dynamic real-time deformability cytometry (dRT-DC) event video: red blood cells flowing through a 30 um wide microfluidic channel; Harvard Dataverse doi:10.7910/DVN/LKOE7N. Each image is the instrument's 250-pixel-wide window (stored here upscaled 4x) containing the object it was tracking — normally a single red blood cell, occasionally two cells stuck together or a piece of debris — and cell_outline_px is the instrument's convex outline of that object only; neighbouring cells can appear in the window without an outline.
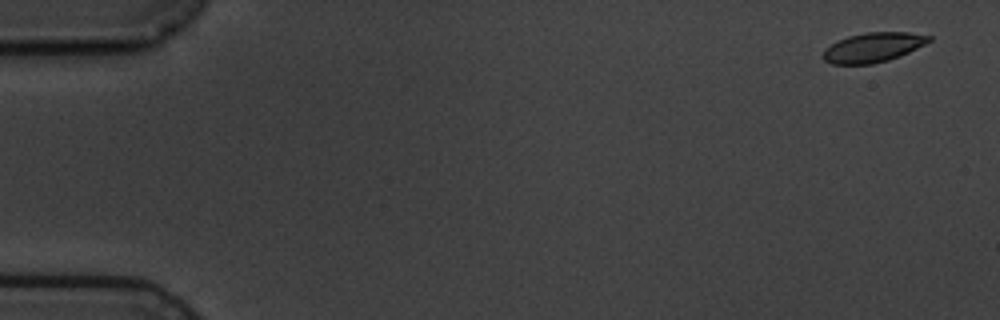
{"species": "common noctule bat (a hibernating species)", "species_latin": "Nyctalus noctula", "temperature_condition": "cold", "stored_images_in_passage": 3, "camera_frame_rate_fps": 3000, "um_per_image_px": 0.085, "animal": {"sex": "male", "body_mass_g": 19.5, "forearm_length_mm": 54.6}, "frame": {"image": 1, "passage_image": 1, "time_ms": 0.0, "image_size_px": [1000, 320], "cell_outline_px": [[932, 40], [900, 56], [888, 60], [872, 64], [832, 64], [824, 60], [824, 48], [848, 36], [864, 32], [908, 32], [932, 36]], "centroid_in_image_um": [74.22, 4.02], "position_along_channel_um": 10.8, "area_um2": 18.09}}